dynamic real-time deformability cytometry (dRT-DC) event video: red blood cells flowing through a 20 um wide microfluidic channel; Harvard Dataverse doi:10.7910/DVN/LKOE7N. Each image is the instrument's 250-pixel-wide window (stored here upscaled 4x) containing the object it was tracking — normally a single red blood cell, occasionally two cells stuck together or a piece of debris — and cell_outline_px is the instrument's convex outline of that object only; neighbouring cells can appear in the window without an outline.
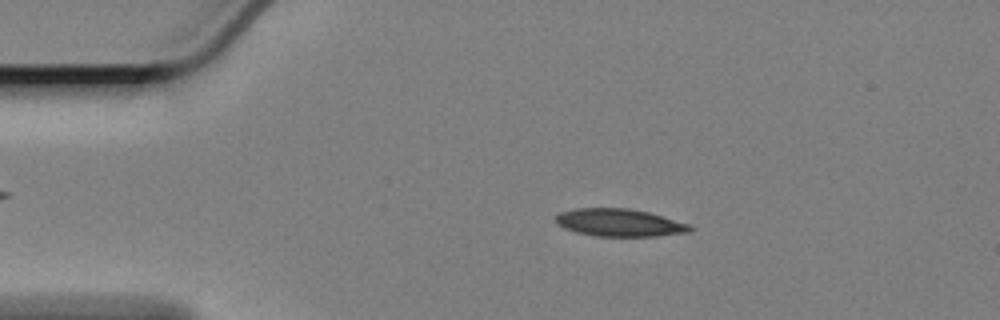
{"species": "Egyptian fruit bat (a non-hibernating species)", "species_latin": "Rousettus aegyptiacus", "temperature_condition": "cold", "stored_images_in_passage": 15, "camera_frame_rate_fps": 3000, "um_per_image_px": 0.085, "animal": {"sex": "female"}, "frame": {"image": 1, "passage_image": 10, "time_ms": 3.0, "image_size_px": [1000, 320], "cell_outline_px": [[692, 228], [688, 232], [656, 236], [596, 236], [576, 232], [564, 228], [556, 224], [556, 216], [560, 212], [576, 208], [628, 208], [648, 212], [688, 224]], "centroid_in_image_um": [52.6, 18.92], "position_along_channel_um": 32.4, "area_um2": 21.39}}